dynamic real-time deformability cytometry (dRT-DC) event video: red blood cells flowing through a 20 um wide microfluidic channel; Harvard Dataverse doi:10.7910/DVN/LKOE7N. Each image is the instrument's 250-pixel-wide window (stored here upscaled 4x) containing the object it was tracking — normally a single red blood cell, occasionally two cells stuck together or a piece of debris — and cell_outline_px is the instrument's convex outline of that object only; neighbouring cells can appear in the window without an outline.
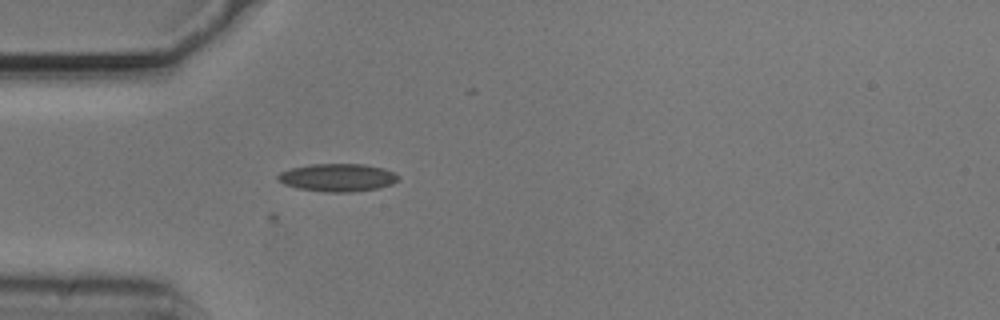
{"species": "common noctule bat (a hibernating species)", "species_latin": "Nyctalus noctula", "temperature_condition": "cold", "stored_images_in_passage": 11, "camera_frame_rate_fps": 3000, "um_per_image_px": 0.085, "animal": {"sex": "male", "body_mass_g": 20.5, "forearm_length_mm": 52.5}, "frame": {"image": 1, "passage_image": 5, "time_ms": 1.333, "image_size_px": [1000, 320], "cell_outline_px": [[400, 180], [392, 184], [380, 188], [348, 192], [324, 192], [300, 188], [284, 184], [276, 176], [280, 172], [292, 168], [312, 164], [364, 164], [384, 168], [396, 172], [400, 176]], "centroid_in_image_um": [28.77, 15.09], "position_along_channel_um": 56.2, "area_um2": 19.59}}
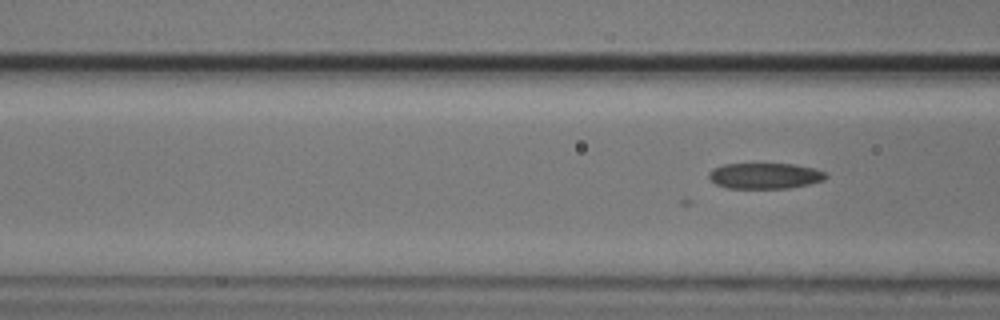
{"frame": {"image": 2, "passage_image": 9, "time_ms": 2.667, "image_size_px": [1000, 320], "cell_outline_px": [[828, 176], [824, 180], [808, 184], [788, 188], [728, 188], [716, 184], [708, 176], [708, 172], [712, 168], [724, 164], [796, 164], [828, 172]], "centroid_in_image_um": [65.03, 14.94], "position_along_channel_um": 101.6, "area_um2": 17.63}}